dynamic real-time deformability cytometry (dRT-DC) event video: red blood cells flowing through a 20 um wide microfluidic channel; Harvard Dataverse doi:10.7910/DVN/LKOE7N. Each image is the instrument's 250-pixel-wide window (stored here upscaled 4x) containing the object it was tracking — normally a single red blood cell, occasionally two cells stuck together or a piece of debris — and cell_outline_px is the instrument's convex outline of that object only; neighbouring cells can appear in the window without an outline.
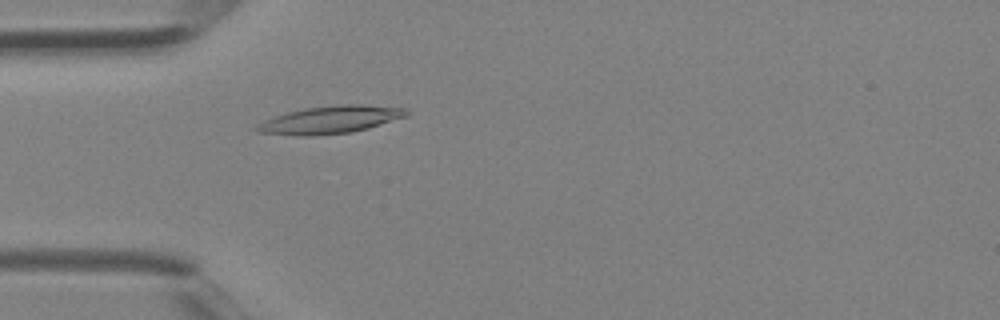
{"species": "Egyptian fruit bat (a non-hibernating species)", "species_latin": "Rousettus aegyptiacus", "temperature_condition": "room temperature", "stored_images_in_passage": 3, "camera_frame_rate_fps": 3000, "um_per_image_px": 0.085, "animal": {"sex": "female"}, "frame": {"image": 1, "passage_image": 3, "time_ms": 0.667, "image_size_px": [1000, 320], "cell_outline_px": [[408, 116], [368, 128], [352, 132], [312, 136], [292, 136], [256, 132], [252, 128], [264, 120], [288, 112], [308, 108], [336, 104], [360, 104], [408, 108]], "centroid_in_image_um": [28.07, 10.19], "position_along_channel_um": 56.9, "area_um2": 24.28}}